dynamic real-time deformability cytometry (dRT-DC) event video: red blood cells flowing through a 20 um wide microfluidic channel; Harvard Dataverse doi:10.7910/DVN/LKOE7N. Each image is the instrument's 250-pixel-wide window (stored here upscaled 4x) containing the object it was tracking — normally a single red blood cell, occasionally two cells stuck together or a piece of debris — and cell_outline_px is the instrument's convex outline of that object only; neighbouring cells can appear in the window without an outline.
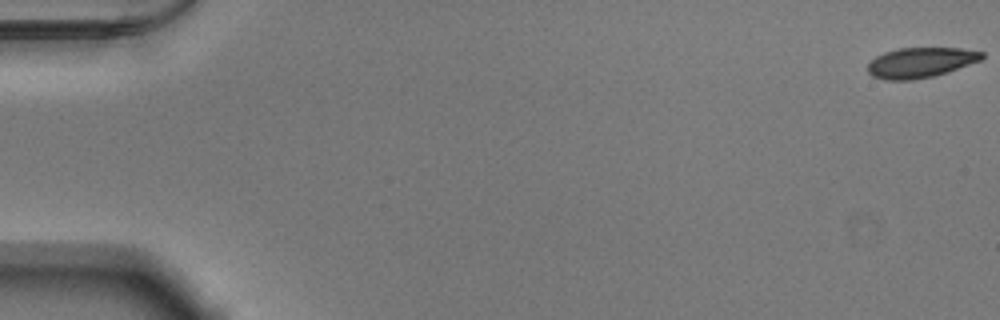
{"species": "Egyptian fruit bat (a non-hibernating species)", "species_latin": "Rousettus aegyptiacus", "temperature_condition": "warm", "stored_images_in_passage": 53, "camera_frame_rate_fps": 3000, "um_per_image_px": 0.085, "animal": {"sex": "male"}, "frame": {"image": 1, "passage_image": 1, "time_ms": 0.0, "image_size_px": [1000, 320], "cell_outline_px": [[984, 56], [980, 60], [932, 76], [912, 80], [884, 80], [872, 76], [868, 72], [868, 64], [876, 56], [884, 52], [900, 48], [960, 48], [984, 52]], "centroid_in_image_um": [78.2, 5.31], "position_along_channel_um": 6.8, "area_um2": 19.77}}
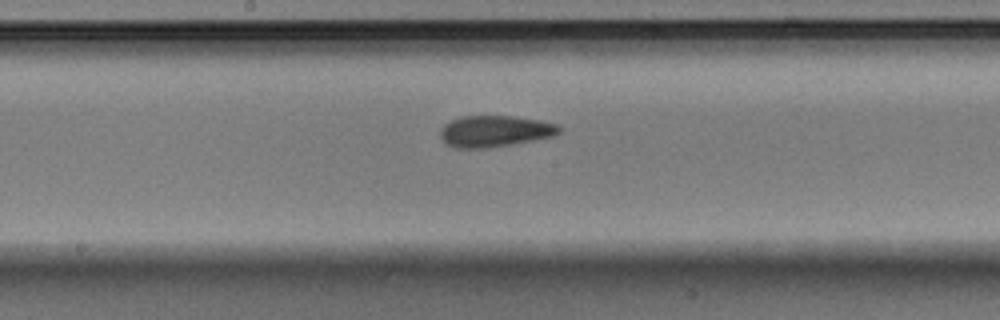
{"frame": {"image": 2, "passage_image": 29, "time_ms": 9.333, "image_size_px": [1000, 320], "cell_outline_px": [[560, 132], [552, 136], [512, 144], [484, 148], [456, 148], [444, 144], [440, 136], [440, 128], [444, 124], [460, 116], [516, 116], [540, 120], [556, 124], [560, 128]], "centroid_in_image_um": [42.0, 11.15], "position_along_channel_um": 206.2, "area_um2": 21.73}}
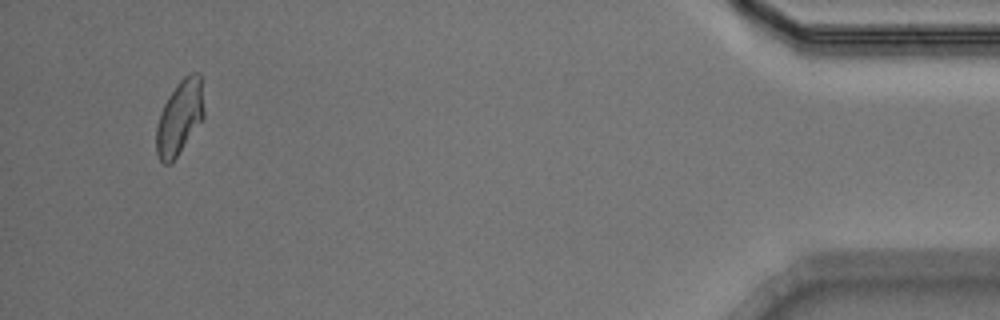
{"frame": {"image": 3, "passage_image": 51, "time_ms": 16.667, "image_size_px": [1000, 320], "cell_outline_px": [[204, 116], [172, 164], [164, 164], [160, 160], [156, 152], [156, 124], [160, 112], [168, 96], [176, 84], [188, 72], [200, 72], [204, 108]], "centroid_in_image_um": [15.25, 9.97], "position_along_channel_um": 419.9, "area_um2": 20.81}, "authors_computed_cell_mechanics": {"area_um2": 21.1548, "velocity_mm_per_s": 3.8823, "shape_relaxation_time_tau1_ms": 6.2282, "shape_relaxation_time_tau2_ms": 1.5859, "deformation_change_tau1": 0.1419, "deformation_change_tau2": 0.0687}}